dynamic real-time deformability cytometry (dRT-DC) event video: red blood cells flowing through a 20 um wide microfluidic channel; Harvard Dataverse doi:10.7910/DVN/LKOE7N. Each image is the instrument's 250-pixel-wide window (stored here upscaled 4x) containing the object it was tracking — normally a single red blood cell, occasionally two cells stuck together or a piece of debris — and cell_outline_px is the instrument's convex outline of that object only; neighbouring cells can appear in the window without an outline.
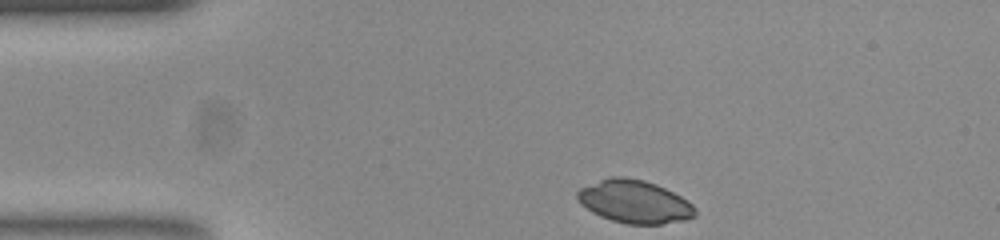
{"species": "common noctule bat (a hibernating species)", "species_latin": "Nyctalus noctula", "temperature_condition": "room temperature", "stored_images_in_passage": 34, "camera_frame_rate_fps": 3000, "um_per_image_px": 0.085, "animal": {"sex": "female", "body_mass_g": 23.0, "forearm_length_mm": 53.4}, "frame": {"image": 1, "passage_image": 1, "time_ms": 0.0, "image_size_px": [1000, 240], "cell_outline_px": [[696, 216], [684, 220], [660, 224], [628, 224], [612, 220], [600, 216], [592, 212], [580, 204], [576, 196], [576, 192], [580, 188], [600, 180], [612, 176], [624, 176], [644, 180], [656, 184], [680, 196], [692, 204], [696, 208]], "centroid_in_image_um": [53.92, 17.14], "position_along_channel_um": 31.1, "area_um2": 29.42}}
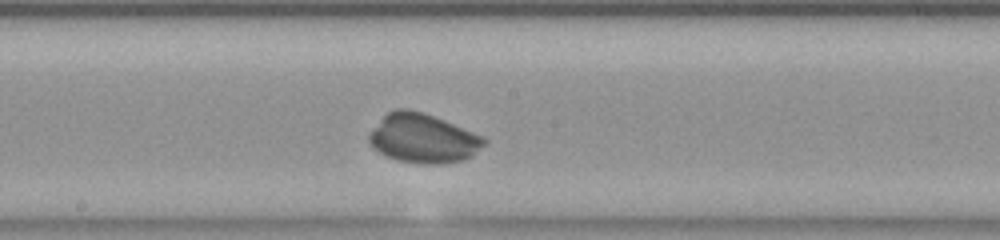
{"frame": {"image": 2, "passage_image": 19, "time_ms": 6.0, "image_size_px": [1000, 240], "cell_outline_px": [[488, 140], [472, 156], [464, 160], [444, 164], [424, 164], [396, 160], [372, 148], [368, 144], [368, 132], [388, 112], [396, 108], [408, 108], [424, 112], [484, 136]], "centroid_in_image_um": [35.94, 11.76], "position_along_channel_um": 212.3, "area_um2": 33.23}}
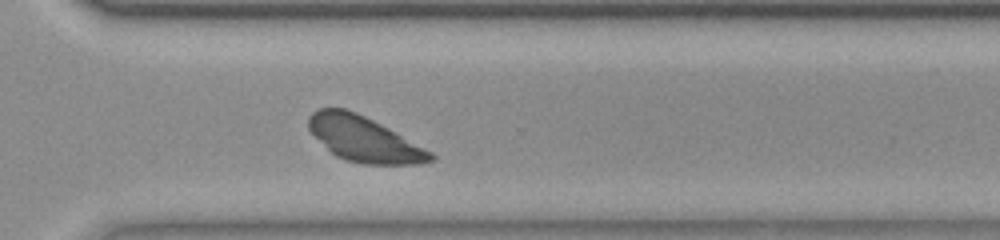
{"frame": {"image": 3, "passage_image": 29, "time_ms": 9.333, "image_size_px": [1000, 240], "cell_outline_px": [[436, 156], [432, 160], [416, 164], [364, 164], [344, 160], [336, 156], [308, 128], [308, 116], [312, 112], [320, 108], [344, 108], [356, 112], [388, 128], [432, 152]], "centroid_in_image_um": [30.93, 11.82], "position_along_channel_um": 339.7, "area_um2": 31.56}}